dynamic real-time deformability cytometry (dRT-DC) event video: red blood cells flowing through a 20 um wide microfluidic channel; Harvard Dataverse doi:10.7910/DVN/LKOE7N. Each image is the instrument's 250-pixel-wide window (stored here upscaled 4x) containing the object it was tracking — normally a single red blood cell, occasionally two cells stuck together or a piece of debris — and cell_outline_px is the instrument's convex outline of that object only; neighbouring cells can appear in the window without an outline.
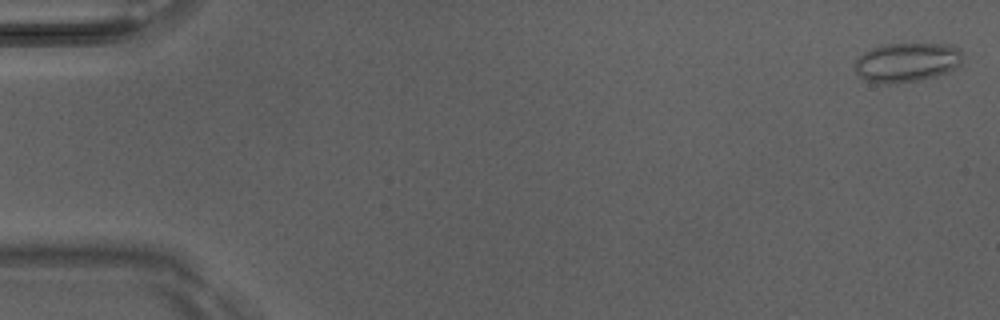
{"species": "Egyptian fruit bat (a non-hibernating species)", "species_latin": "Rousettus aegyptiacus", "temperature_condition": "room temperature", "stored_images_in_passage": 6, "camera_frame_rate_fps": 3000, "um_per_image_px": 0.085, "animal": {"sex": "male"}, "frame": {"image": 1, "passage_image": 1, "time_ms": 0.0, "image_size_px": [1000, 320], "cell_outline_px": [[960, 64], [956, 68], [920, 80], [896, 84], [880, 84], [864, 80], [856, 72], [856, 60], [864, 52], [872, 48], [884, 44], [952, 44], [960, 48]], "centroid_in_image_um": [77.06, 5.3], "position_along_channel_um": 7.9, "area_um2": 24.57}}